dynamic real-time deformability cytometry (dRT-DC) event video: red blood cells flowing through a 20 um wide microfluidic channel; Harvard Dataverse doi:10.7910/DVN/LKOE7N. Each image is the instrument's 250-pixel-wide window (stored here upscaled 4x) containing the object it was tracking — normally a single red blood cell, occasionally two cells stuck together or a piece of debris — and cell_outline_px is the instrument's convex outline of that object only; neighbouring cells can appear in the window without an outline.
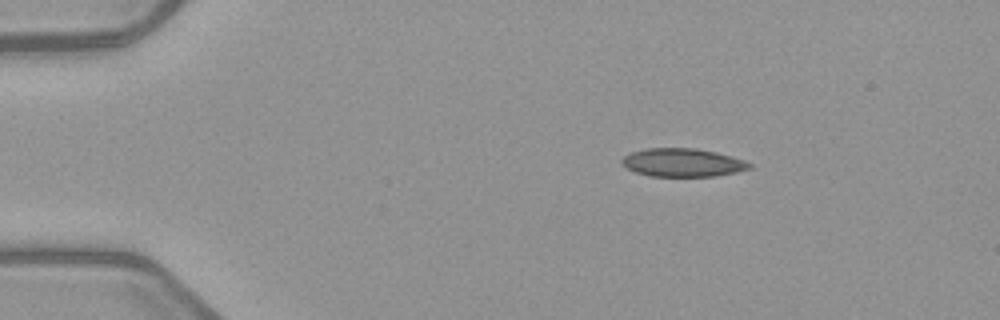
{"species": "common noctule bat (a hibernating species)", "species_latin": "Nyctalus noctula", "temperature_condition": "warm", "stored_images_in_passage": 4, "camera_frame_rate_fps": 3000, "um_per_image_px": 0.085, "animal": {"sex": "female", "body_mass_g": 21.9}, "frame": {"image": 1, "passage_image": 2, "time_ms": 1.333, "image_size_px": [1000, 320], "cell_outline_px": [[752, 168], [736, 172], [716, 176], [652, 176], [636, 172], [620, 164], [620, 160], [624, 156], [632, 152], [644, 148], [696, 148], [716, 152], [732, 156], [744, 160], [752, 164]], "centroid_in_image_um": [58.03, 13.81], "position_along_channel_um": 27.0, "area_um2": 21.1}}
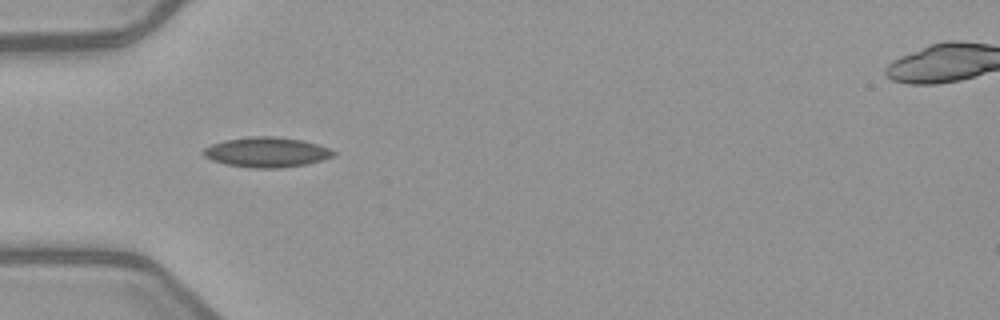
{"frame": {"image": 2, "passage_image": 4, "time_ms": 4.0, "image_size_px": [1000, 320], "cell_outline_px": [[336, 156], [324, 160], [308, 164], [276, 168], [256, 168], [228, 164], [212, 160], [204, 156], [200, 152], [204, 148], [212, 144], [224, 140], [252, 136], [276, 136], [300, 140], [316, 144], [328, 148], [336, 152]], "centroid_in_image_um": [22.68, 12.93], "position_along_channel_um": 62.3, "area_um2": 22.72}}